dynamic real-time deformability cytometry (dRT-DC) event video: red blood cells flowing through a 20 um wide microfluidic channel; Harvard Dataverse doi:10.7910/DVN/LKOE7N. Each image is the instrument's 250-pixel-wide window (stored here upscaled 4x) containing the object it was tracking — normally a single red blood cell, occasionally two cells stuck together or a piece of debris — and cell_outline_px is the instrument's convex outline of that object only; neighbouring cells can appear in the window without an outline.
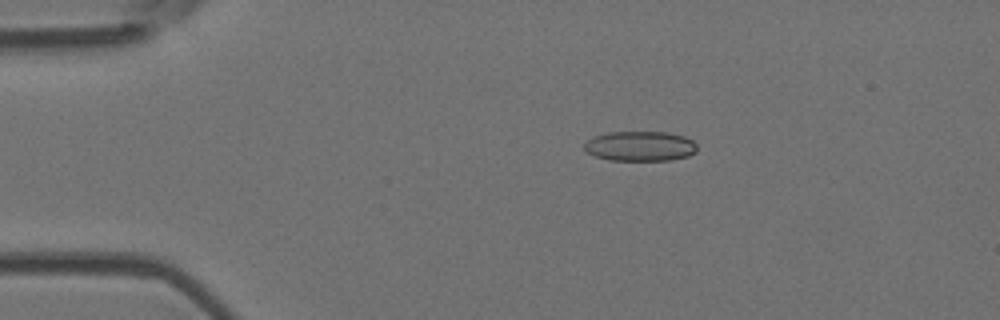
{"species": "Egyptian fruit bat (a non-hibernating species)", "species_latin": "Rousettus aegyptiacus", "temperature_condition": "room temperature", "stored_images_in_passage": 9, "camera_frame_rate_fps": 3000, "um_per_image_px": 0.085, "animal": {"sex": "female"}, "frame": {"image": 1, "passage_image": 4, "time_ms": 3.333, "image_size_px": [1000, 320], "cell_outline_px": [[696, 152], [688, 156], [672, 160], [612, 160], [596, 156], [588, 152], [584, 148], [584, 144], [592, 136], [608, 132], [668, 132], [684, 136], [692, 140], [696, 144]], "centroid_in_image_um": [54.43, 12.41], "position_along_channel_um": 30.6, "area_um2": 19.65}}
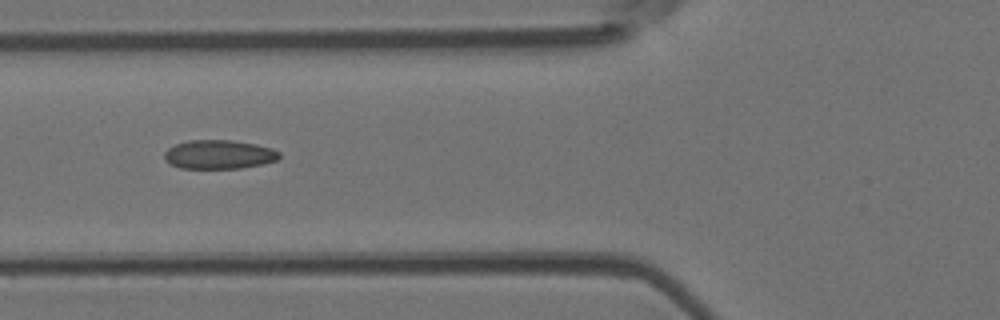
{"frame": {"image": 2, "passage_image": 7, "time_ms": 6.667, "image_size_px": [1000, 320], "cell_outline_px": [[280, 156], [276, 160], [264, 164], [240, 168], [180, 168], [168, 164], [164, 160], [164, 152], [168, 148], [176, 144], [188, 140], [232, 140], [256, 144], [272, 148], [280, 152]], "centroid_in_image_um": [18.59, 13.13], "position_along_channel_um": 107.2, "area_um2": 19.54}}
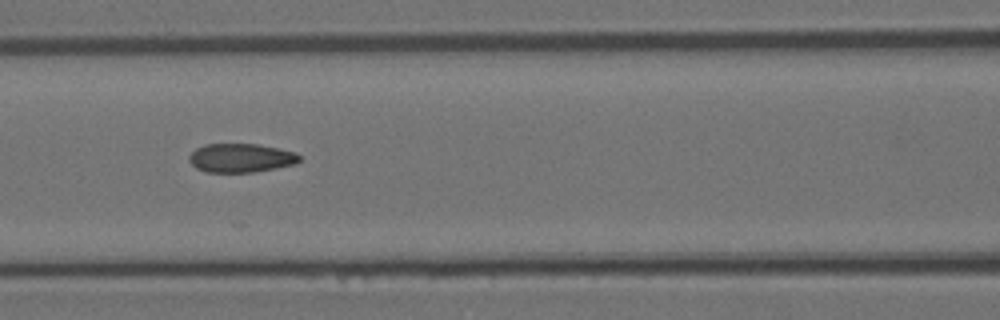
{"frame": {"image": 3, "passage_image": 8, "time_ms": 7.667, "image_size_px": [1000, 320], "cell_outline_px": [[300, 160], [296, 164], [276, 168], [252, 172], [204, 172], [196, 168], [188, 160], [188, 156], [196, 148], [204, 144], [260, 144], [280, 148], [296, 152], [300, 156]], "centroid_in_image_um": [20.48, 13.42], "position_along_channel_um": 146.1, "area_um2": 18.73}}